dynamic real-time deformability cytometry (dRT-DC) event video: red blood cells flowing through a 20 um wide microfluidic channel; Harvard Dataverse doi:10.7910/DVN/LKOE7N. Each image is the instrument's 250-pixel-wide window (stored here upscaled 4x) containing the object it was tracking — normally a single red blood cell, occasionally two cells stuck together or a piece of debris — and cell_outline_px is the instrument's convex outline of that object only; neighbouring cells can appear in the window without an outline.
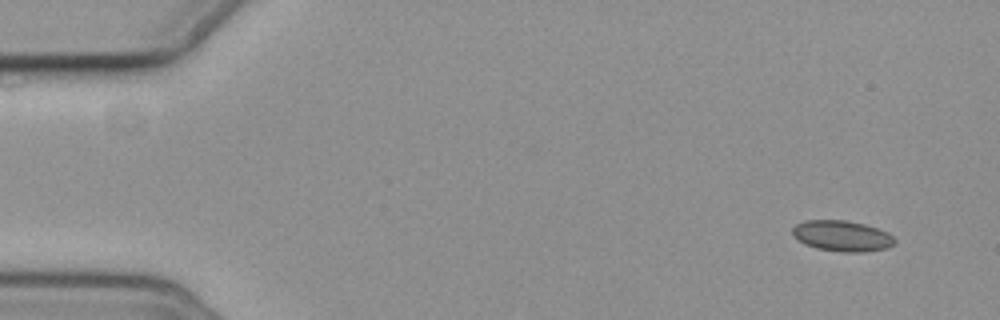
{"species": "common noctule bat (a hibernating species)", "species_latin": "Nyctalus noctula", "temperature_condition": "cold", "stored_images_in_passage": 7, "camera_frame_rate_fps": 3000, "um_per_image_px": 0.085, "animal": {"sex": "female", "body_mass_g": 19.3, "forearm_length_mm": 54.1}, "frame": {"image": 1, "passage_image": 1, "time_ms": 0.0, "image_size_px": [1000, 320], "cell_outline_px": [[896, 240], [888, 248], [864, 252], [844, 252], [816, 248], [804, 244], [792, 236], [792, 228], [796, 224], [804, 220], [848, 220], [864, 224], [888, 232]], "centroid_in_image_um": [71.55, 20.05], "position_along_channel_um": 13.5, "area_um2": 18.44}}
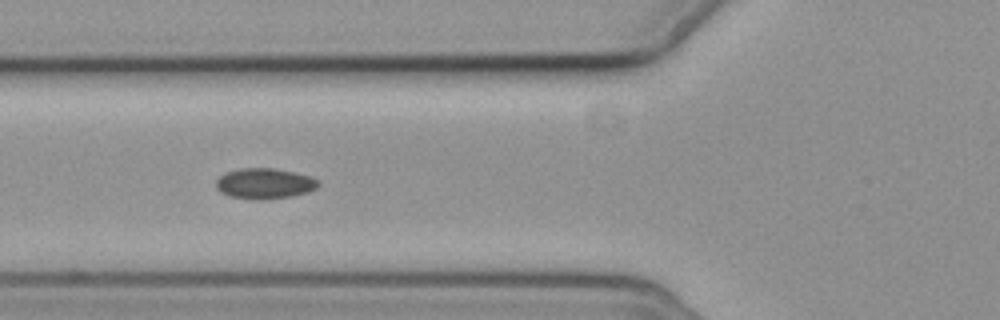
{"frame": {"image": 2, "passage_image": 6, "time_ms": 6.0, "image_size_px": [1000, 320], "cell_outline_px": [[320, 184], [316, 188], [308, 192], [292, 196], [264, 200], [252, 200], [228, 196], [220, 192], [216, 188], [216, 180], [224, 172], [240, 168], [272, 168], [292, 172], [308, 176], [320, 180]], "centroid_in_image_um": [22.46, 15.61], "position_along_channel_um": 103.3, "area_um2": 18.44}}
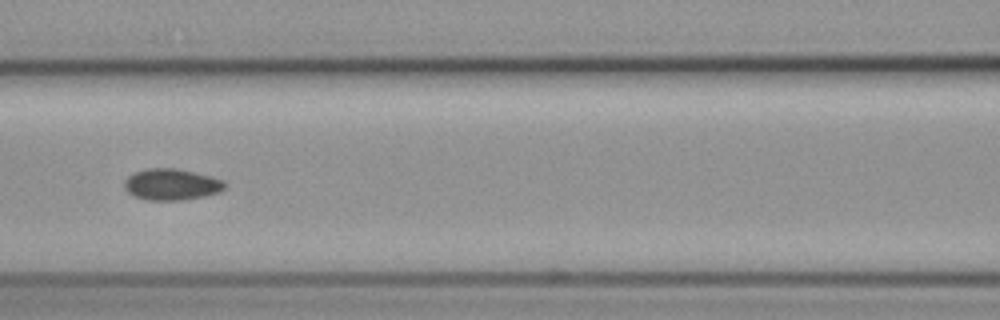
{"frame": {"image": 3, "passage_image": 7, "time_ms": 7.333, "image_size_px": [1000, 320], "cell_outline_px": [[228, 184], [220, 192], [204, 196], [184, 200], [148, 200], [132, 196], [124, 188], [124, 180], [128, 176], [136, 172], [148, 168], [176, 168], [212, 176], [224, 180]], "centroid_in_image_um": [14.59, 15.68], "position_along_channel_um": 152.0, "area_um2": 18.55}}